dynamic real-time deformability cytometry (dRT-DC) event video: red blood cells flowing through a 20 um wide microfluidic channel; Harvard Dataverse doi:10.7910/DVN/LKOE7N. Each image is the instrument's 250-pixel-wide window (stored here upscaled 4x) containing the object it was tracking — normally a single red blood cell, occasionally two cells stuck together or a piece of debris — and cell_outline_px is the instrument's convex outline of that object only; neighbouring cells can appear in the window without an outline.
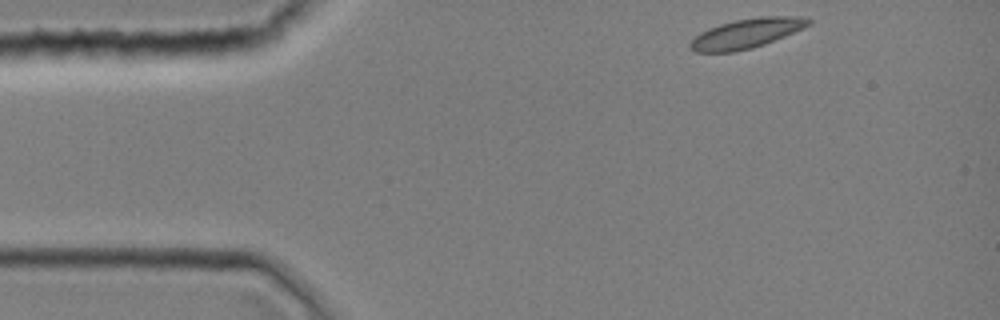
{"species": "common noctule bat (a hibernating species)", "species_latin": "Nyctalus noctula", "temperature_condition": "room temperature", "stored_images_in_passage": 7, "camera_frame_rate_fps": 3000, "um_per_image_px": 0.085, "animal": {"sex": "female", "body_mass_g": 19.0, "forearm_length_mm": 51.5}, "frame": {"image": 1, "passage_image": 1, "time_ms": 0.0, "image_size_px": [1000, 320], "cell_outline_px": [[812, 24], [804, 28], [764, 44], [752, 48], [736, 52], [696, 52], [688, 44], [700, 32], [708, 28], [720, 24], [736, 20], [760, 16], [800, 16], [812, 20]], "centroid_in_image_um": [63.48, 2.83], "position_along_channel_um": 21.5, "area_um2": 20.35}}
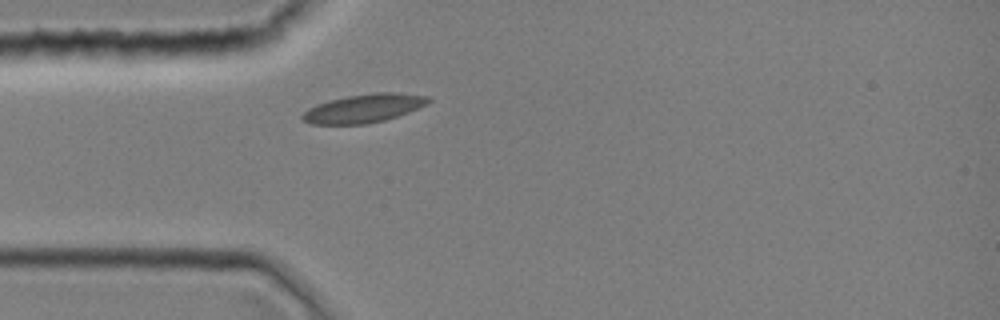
{"frame": {"image": 2, "passage_image": 7, "time_ms": 2.0, "image_size_px": [1000, 320], "cell_outline_px": [[432, 100], [408, 112], [384, 120], [364, 124], [308, 124], [300, 120], [300, 116], [308, 108], [316, 104], [328, 100], [348, 96], [376, 92], [396, 92], [428, 96]], "centroid_in_image_um": [30.85, 9.21], "position_along_channel_um": 54.2, "area_um2": 20.87}}